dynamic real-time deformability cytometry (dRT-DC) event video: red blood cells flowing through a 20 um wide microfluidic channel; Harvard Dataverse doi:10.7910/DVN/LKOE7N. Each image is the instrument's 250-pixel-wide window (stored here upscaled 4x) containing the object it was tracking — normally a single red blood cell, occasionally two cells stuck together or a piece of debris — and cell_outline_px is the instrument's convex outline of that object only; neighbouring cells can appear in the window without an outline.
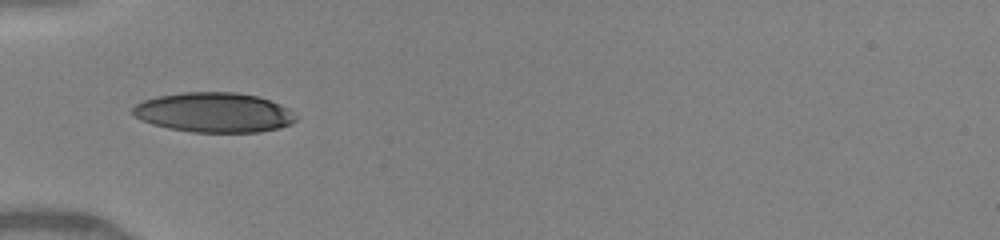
{"species": "human", "species_latin": "Homo sapiens", "temperature_condition": "warm", "stored_images_in_passage": 20, "camera_frame_rate_fps": 3000, "um_per_image_px": 0.085, "donor": {"sex": "female"}, "frame": {"image": 1, "passage_image": 1, "time_ms": 0.0, "image_size_px": [1000, 240], "cell_outline_px": [[300, 116], [292, 124], [280, 128], [260, 132], [192, 132], [168, 128], [152, 124], [136, 116], [132, 112], [132, 108], [136, 104], [144, 100], [156, 96], [184, 92], [236, 92], [260, 96], [288, 108]], "centroid_in_image_um": [18.25, 9.56], "position_along_channel_um": 66.8, "area_um2": 38.09}}
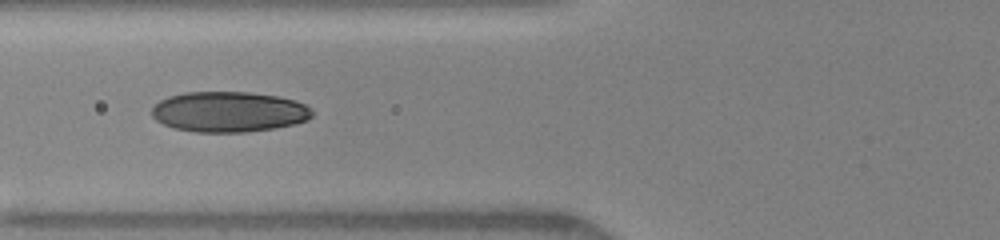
{"frame": {"image": 2, "passage_image": 6, "time_ms": 1.0, "image_size_px": [1000, 240], "cell_outline_px": [[312, 116], [308, 120], [276, 128], [244, 132], [196, 132], [172, 128], [156, 120], [152, 116], [152, 108], [160, 100], [168, 96], [188, 92], [248, 92], [276, 96], [296, 100], [312, 108]], "centroid_in_image_um": [19.45, 9.5], "position_along_channel_um": 106.3, "area_um2": 37.86}}
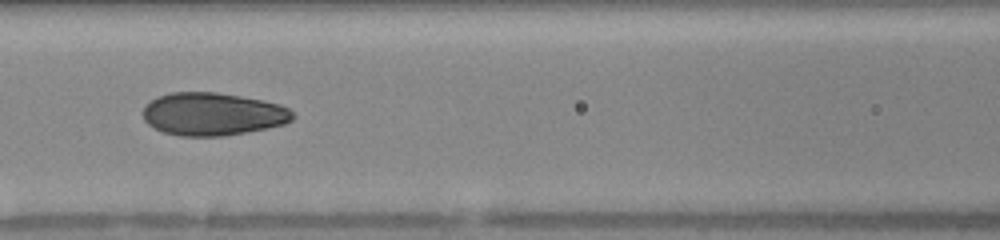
{"frame": {"image": 3, "passage_image": 13, "time_ms": 2.0, "image_size_px": [1000, 240], "cell_outline_px": [[296, 116], [292, 120], [284, 124], [268, 128], [224, 136], [180, 136], [164, 132], [148, 124], [144, 120], [144, 104], [156, 96], [172, 92], [216, 92], [264, 100], [280, 104], [288, 108]], "centroid_in_image_um": [18.09, 9.69], "position_along_channel_um": 148.5, "area_um2": 37.57}}